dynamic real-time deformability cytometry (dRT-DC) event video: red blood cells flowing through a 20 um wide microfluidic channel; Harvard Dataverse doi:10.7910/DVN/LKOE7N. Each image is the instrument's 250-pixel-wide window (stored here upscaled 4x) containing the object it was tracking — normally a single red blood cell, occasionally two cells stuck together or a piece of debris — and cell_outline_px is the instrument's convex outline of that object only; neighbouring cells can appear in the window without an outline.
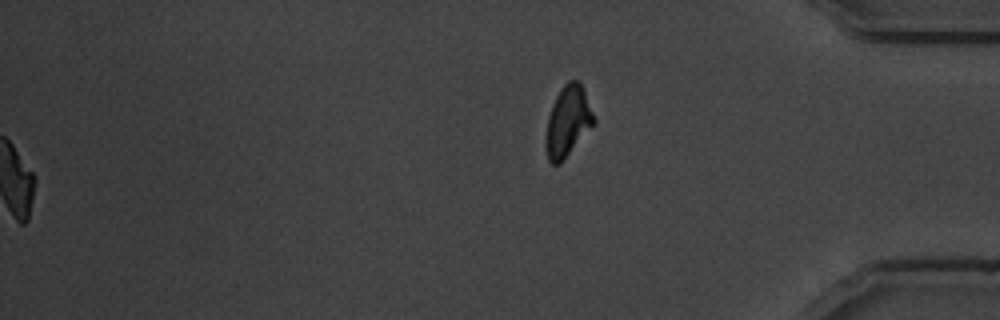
{"species": "common noctule bat (a hibernating species)", "species_latin": "Nyctalus noctula", "temperature_condition": "warm", "stored_images_in_passage": 59, "segment_of_instrument_passage": [2, 2], "camera_frame_rate_fps": 3000, "um_per_image_px": 0.085, "animal": {"sex": "male", "body_mass_g": 19.5, "forearm_length_mm": 54.6}, "frame": {"image": 1, "passage_image": 59, "time_ms": 19.333, "image_size_px": [1000, 320], "cell_outline_px": [[596, 120], [564, 160], [560, 164], [552, 164], [548, 160], [544, 144], [544, 140], [548, 116], [552, 104], [560, 88], [568, 80], [580, 80], [584, 88]], "centroid_in_image_um": [48.24, 10.3], "position_along_channel_um": 387.0, "area_um2": 19.94}}